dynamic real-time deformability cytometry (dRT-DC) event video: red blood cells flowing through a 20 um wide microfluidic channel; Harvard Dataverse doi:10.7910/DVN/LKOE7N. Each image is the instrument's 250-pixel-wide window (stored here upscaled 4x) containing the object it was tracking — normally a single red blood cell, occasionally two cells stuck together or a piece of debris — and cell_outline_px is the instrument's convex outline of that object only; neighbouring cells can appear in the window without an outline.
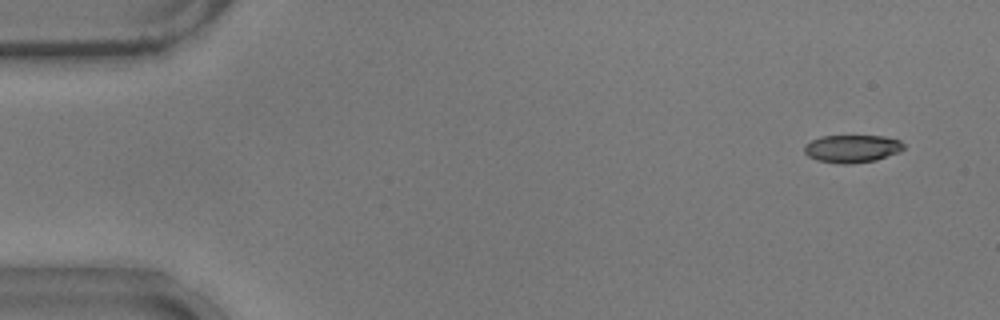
{"species": "common noctule bat (a hibernating species)", "species_latin": "Nyctalus noctula", "temperature_condition": "warm", "stored_images_in_passage": 55, "camera_frame_rate_fps": 3000, "um_per_image_px": 0.085, "animal": {"sex": "male", "body_mass_g": 17.9}, "frame": {"image": 1, "passage_image": 4, "time_ms": 1.0, "image_size_px": [1000, 320], "cell_outline_px": [[904, 148], [900, 152], [876, 160], [852, 164], [840, 164], [816, 160], [808, 156], [804, 152], [804, 144], [820, 136], [884, 136], [900, 140], [904, 144]], "centroid_in_image_um": [72.42, 12.64], "position_along_channel_um": 12.6, "area_um2": 16.24}}
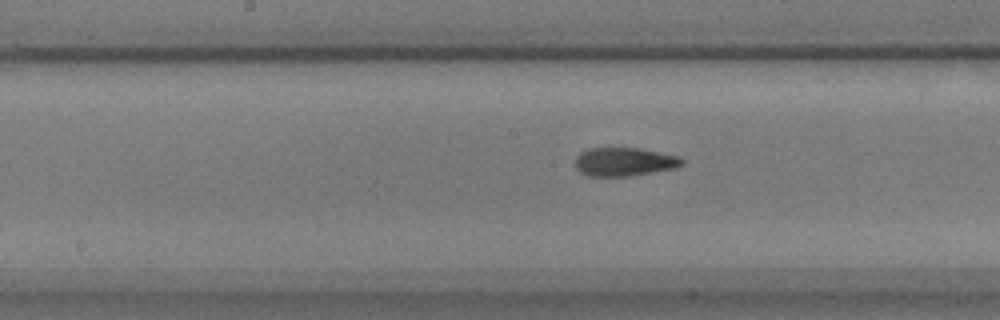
{"frame": {"image": 2, "passage_image": 28, "time_ms": 9.0, "image_size_px": [1000, 320], "cell_outline_px": [[684, 164], [676, 168], [632, 176], [588, 176], [580, 172], [576, 168], [576, 156], [580, 152], [588, 148], [640, 148], [680, 156], [684, 160]], "centroid_in_image_um": [53.09, 13.75], "position_along_channel_um": 195.1, "area_um2": 17.98}}
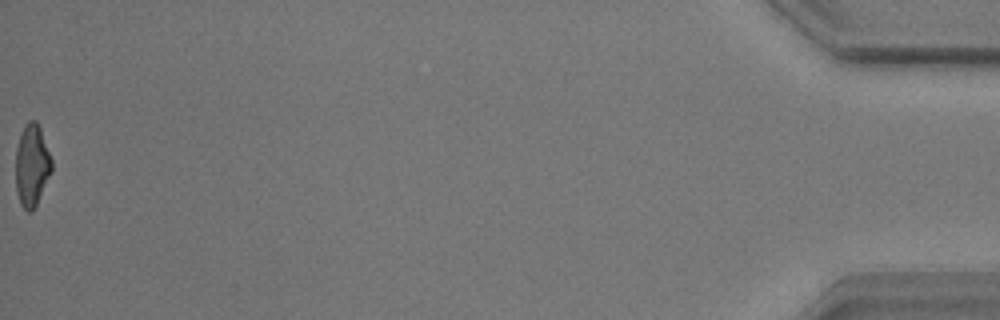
{"frame": {"image": 3, "passage_image": 55, "time_ms": 18.0, "image_size_px": [1000, 320], "cell_outline_px": [[52, 172], [32, 212], [28, 212], [20, 204], [16, 192], [16, 148], [24, 124], [28, 120], [36, 120], [40, 128], [52, 160]], "centroid_in_image_um": [2.71, 14.05], "position_along_channel_um": 432.5, "area_um2": 17.22}, "authors_computed_cell_mechanics": {"area_um2": 17.5712, "velocity_mm_per_s": 3.7416, "shape_relaxation_time_tau1_ms": 7.5881, "shape_relaxation_time_tau2_ms": 2.003, "deformation_change_tau1": 0.2267, "deformation_change_tau2": 0.0999}}